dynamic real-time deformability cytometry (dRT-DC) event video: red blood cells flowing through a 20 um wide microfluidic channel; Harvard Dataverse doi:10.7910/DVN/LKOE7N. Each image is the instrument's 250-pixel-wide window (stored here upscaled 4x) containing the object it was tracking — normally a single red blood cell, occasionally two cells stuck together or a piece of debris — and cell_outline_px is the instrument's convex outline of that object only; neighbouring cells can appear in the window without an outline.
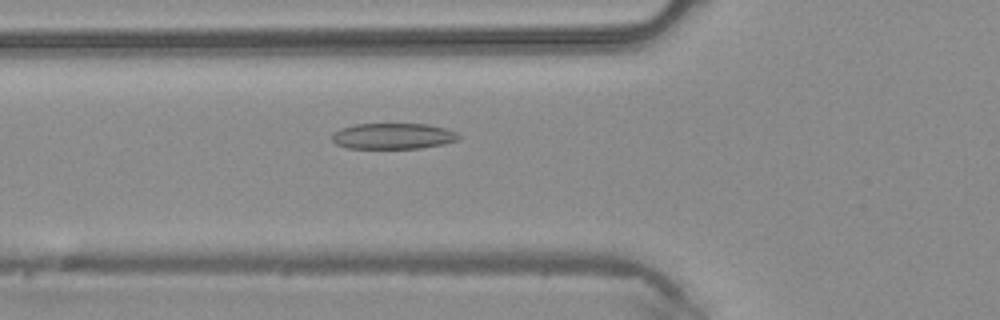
{"species": "common noctule bat (a hibernating species)", "species_latin": "Nyctalus noctula", "temperature_condition": "warm", "stored_images_in_passage": 5, "camera_frame_rate_fps": 3000, "um_per_image_px": 0.085, "animal": {"sex": "male", "body_mass_g": 20.4}, "frame": {"image": 1, "passage_image": 5, "time_ms": 1.333, "image_size_px": [1000, 320], "cell_outline_px": [[460, 140], [444, 144], [420, 148], [348, 148], [336, 144], [332, 140], [332, 132], [340, 128], [356, 124], [428, 124], [444, 128], [456, 132], [460, 136]], "centroid_in_image_um": [33.41, 11.57], "position_along_channel_um": 92.4, "area_um2": 19.19}}